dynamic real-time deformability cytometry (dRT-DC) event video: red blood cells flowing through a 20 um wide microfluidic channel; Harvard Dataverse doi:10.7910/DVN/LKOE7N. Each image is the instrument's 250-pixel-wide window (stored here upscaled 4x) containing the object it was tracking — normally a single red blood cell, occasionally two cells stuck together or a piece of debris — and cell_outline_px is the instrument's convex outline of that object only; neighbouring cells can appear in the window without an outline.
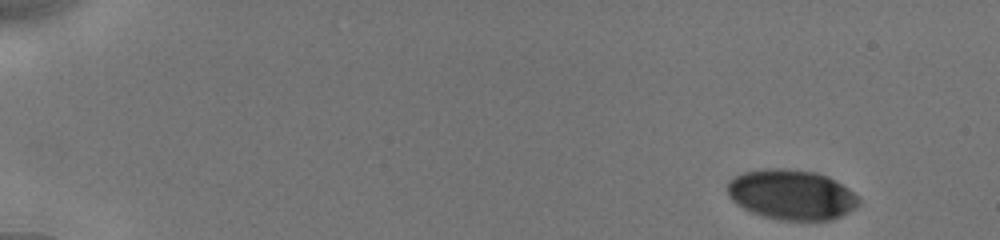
{"species": "human", "species_latin": "Homo sapiens", "temperature_condition": "cold", "stored_images_in_passage": 9, "camera_frame_rate_fps": 3000, "um_per_image_px": 0.085, "donor": {"sex": "male"}, "frame": {"image": 1, "passage_image": 1, "time_ms": 0.0, "image_size_px": [1000, 240], "cell_outline_px": [[860, 204], [856, 208], [832, 220], [784, 220], [764, 216], [752, 212], [736, 204], [728, 196], [728, 180], [744, 172], [768, 168], [780, 168], [812, 172], [828, 176], [848, 188], [860, 200]], "centroid_in_image_um": [67.28, 16.55], "position_along_channel_um": 17.7, "area_um2": 38.09}}
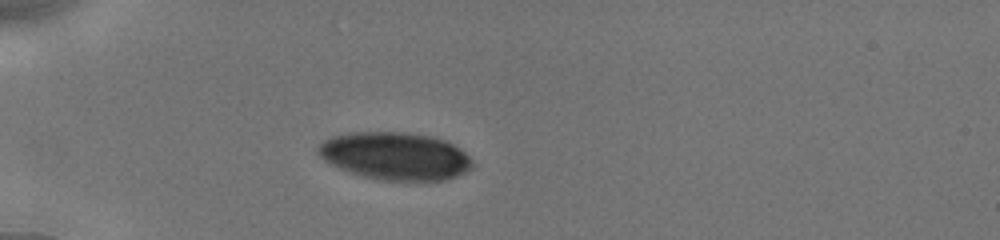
{"frame": {"image": 2, "passage_image": 7, "time_ms": 4.0, "image_size_px": [1000, 240], "cell_outline_px": [[476, 164], [472, 168], [456, 176], [444, 180], [380, 180], [360, 176], [348, 172], [324, 160], [320, 156], [316, 148], [324, 140], [332, 136], [352, 132], [404, 132], [432, 136], [444, 140], [460, 148]], "centroid_in_image_um": [33.59, 13.26], "position_along_channel_um": 51.4, "area_um2": 42.89}}
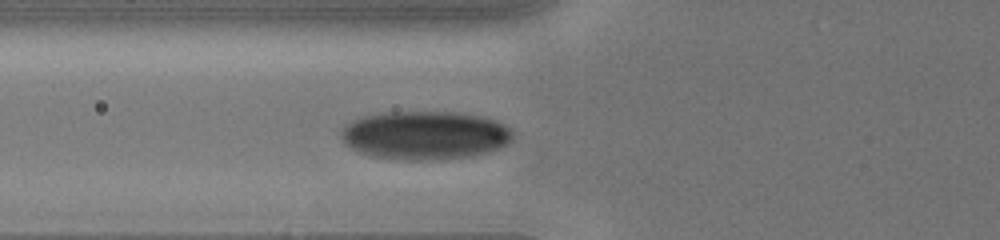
{"frame": {"image": 3, "passage_image": 9, "time_ms": 5.667, "image_size_px": [1000, 240], "cell_outline_px": [[512, 136], [504, 144], [488, 152], [472, 156], [432, 160], [404, 160], [372, 156], [360, 152], [344, 144], [340, 132], [344, 124], [352, 120], [364, 116], [384, 112], [456, 112], [484, 116], [496, 120], [504, 124], [512, 132]], "centroid_in_image_um": [36.07, 11.49], "position_along_channel_um": 89.7, "area_um2": 48.55}}